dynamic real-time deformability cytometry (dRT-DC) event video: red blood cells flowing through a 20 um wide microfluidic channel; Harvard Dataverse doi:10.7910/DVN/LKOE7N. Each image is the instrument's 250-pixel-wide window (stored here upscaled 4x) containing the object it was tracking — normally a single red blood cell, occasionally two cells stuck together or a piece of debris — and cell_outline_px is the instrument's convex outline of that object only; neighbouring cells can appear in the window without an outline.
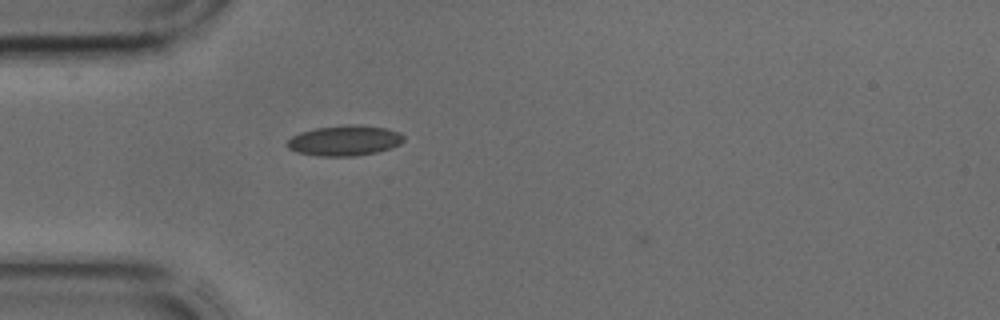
{"species": "common noctule bat (a hibernating species)", "species_latin": "Nyctalus noctula", "temperature_condition": "cold", "stored_images_in_passage": 5, "camera_frame_rate_fps": 3000, "um_per_image_px": 0.085, "animal": {"sex": "male", "body_mass_g": 17.9, "forearm_length_mm": 54.2}, "frame": {"image": 1, "passage_image": 4, "time_ms": 1.0, "image_size_px": [1000, 320], "cell_outline_px": [[404, 140], [400, 144], [392, 148], [376, 152], [356, 156], [316, 156], [296, 152], [288, 148], [288, 140], [292, 136], [300, 132], [316, 128], [348, 124], [360, 124], [384, 128], [400, 132], [404, 136]], "centroid_in_image_um": [29.31, 11.95], "position_along_channel_um": 55.7, "area_um2": 20.75}}